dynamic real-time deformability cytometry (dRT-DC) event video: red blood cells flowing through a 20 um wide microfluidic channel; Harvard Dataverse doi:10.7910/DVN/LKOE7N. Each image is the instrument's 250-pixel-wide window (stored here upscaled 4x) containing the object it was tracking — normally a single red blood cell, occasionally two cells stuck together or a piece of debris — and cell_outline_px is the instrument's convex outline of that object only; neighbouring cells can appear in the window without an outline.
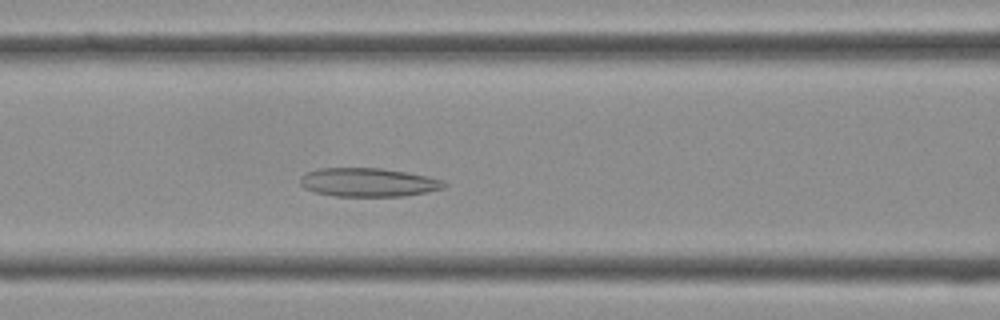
{"species": "Egyptian fruit bat (a non-hibernating species)", "species_latin": "Rousettus aegyptiacus", "temperature_condition": "cold", "stored_images_in_passage": 39, "segment_of_instrument_passage": [1, 2], "camera_frame_rate_fps": 3000, "um_per_image_px": 0.085, "frame": {"image": 1, "passage_image": 14, "time_ms": 4.333, "image_size_px": [1000, 320], "cell_outline_px": [[448, 184], [444, 188], [428, 192], [404, 196], [336, 196], [316, 192], [304, 188], [300, 184], [300, 176], [316, 168], [380, 168], [428, 176], [444, 180]], "centroid_in_image_um": [31.32, 15.5], "position_along_channel_um": 135.3, "area_um2": 24.1}}
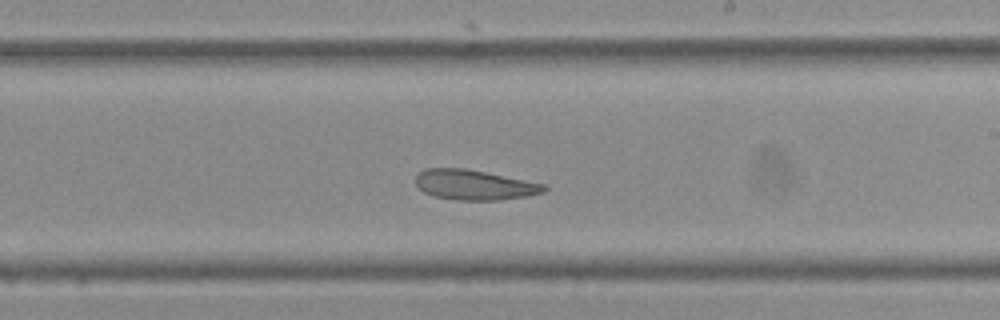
{"frame": {"image": 2, "passage_image": 21, "time_ms": 6.667, "image_size_px": [1000, 320], "cell_outline_px": [[548, 188], [544, 192], [528, 196], [500, 200], [456, 200], [432, 196], [424, 192], [416, 184], [416, 176], [424, 168], [464, 168], [544, 184]], "centroid_in_image_um": [40.3, 15.72], "position_along_channel_um": 248.7, "area_um2": 22.37}}
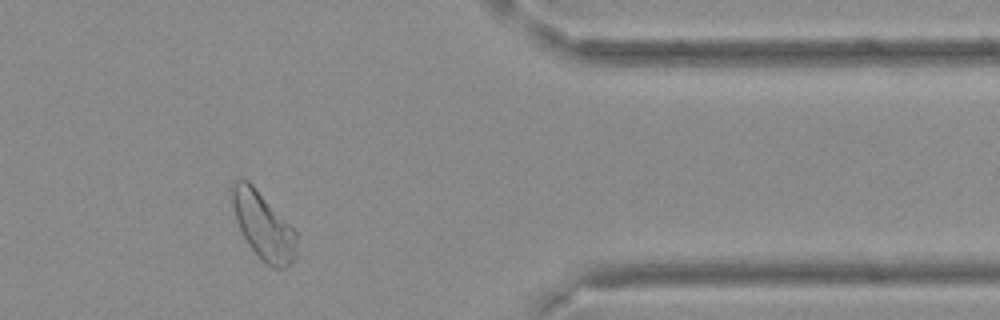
{"frame": {"image": 3, "passage_image": 31, "time_ms": 10.0, "image_size_px": [1000, 320], "cell_outline_px": [[296, 240], [292, 260], [288, 268], [272, 268], [260, 260], [248, 244], [236, 220], [228, 188], [236, 180], [248, 180], [252, 184], [296, 232]], "centroid_in_image_um": [22.32, 19.18], "position_along_channel_um": 389.1, "area_um2": 24.85}}